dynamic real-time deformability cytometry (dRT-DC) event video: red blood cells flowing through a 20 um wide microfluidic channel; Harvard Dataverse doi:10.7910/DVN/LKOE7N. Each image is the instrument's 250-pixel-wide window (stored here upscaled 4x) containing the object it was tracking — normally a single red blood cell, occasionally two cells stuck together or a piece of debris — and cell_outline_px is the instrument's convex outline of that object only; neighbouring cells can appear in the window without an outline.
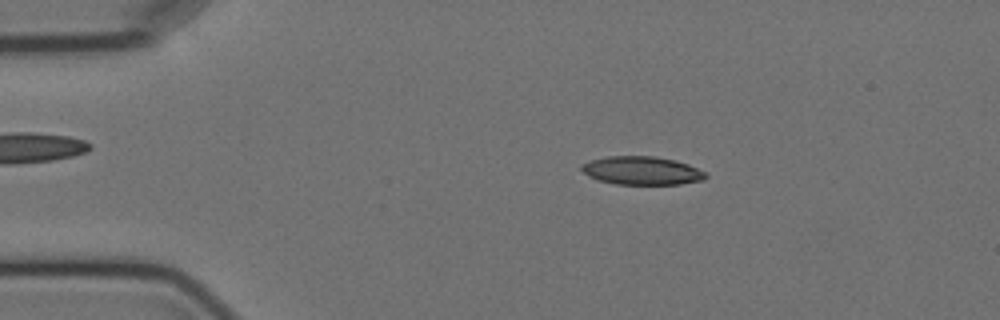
{"species": "Egyptian fruit bat (a non-hibernating species)", "species_latin": "Rousettus aegyptiacus", "temperature_condition": "cold", "stored_images_in_passage": 5, "camera_frame_rate_fps": 3000, "um_per_image_px": 0.085, "animal": {"sex": "female"}, "frame": {"image": 1, "passage_image": 2, "time_ms": 1.333, "image_size_px": [1000, 320], "cell_outline_px": [[708, 176], [704, 180], [680, 184], [616, 184], [596, 180], [584, 172], [580, 168], [584, 164], [592, 160], [608, 156], [656, 156], [688, 164], [704, 172]], "centroid_in_image_um": [54.56, 14.51], "position_along_channel_um": 30.4, "area_um2": 20.29}}
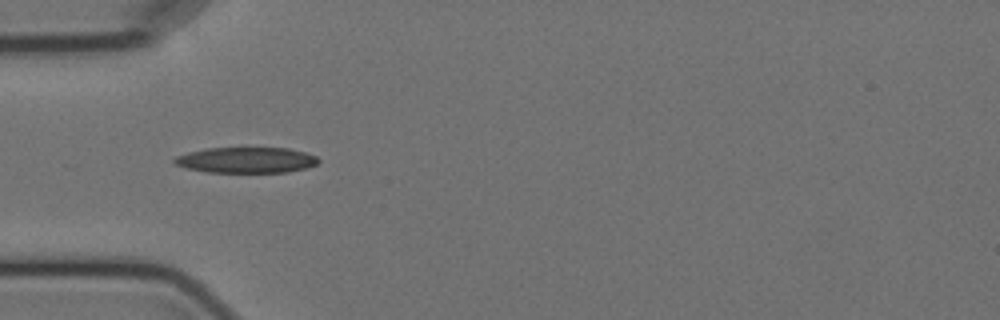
{"frame": {"image": 2, "passage_image": 4, "time_ms": 3.667, "image_size_px": [1000, 320], "cell_outline_px": [[320, 160], [316, 164], [308, 168], [288, 172], [208, 172], [188, 168], [172, 164], [172, 160], [176, 156], [188, 152], [208, 148], [288, 148], [304, 152], [316, 156]], "centroid_in_image_um": [20.93, 13.61], "position_along_channel_um": 64.1, "area_um2": 21.62}}
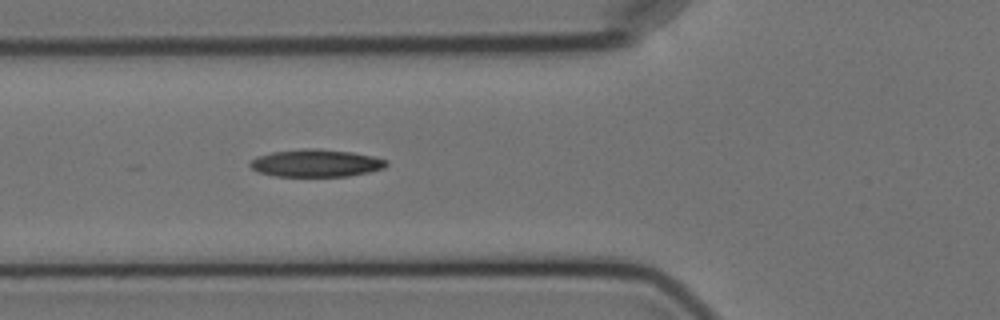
{"frame": {"image": 3, "passage_image": 5, "time_ms": 4.667, "image_size_px": [1000, 320], "cell_outline_px": [[388, 164], [384, 168], [368, 172], [348, 176], [276, 176], [260, 172], [252, 168], [248, 164], [256, 156], [272, 152], [304, 148], [320, 148], [352, 152], [372, 156], [388, 160]], "centroid_in_image_um": [26.87, 13.85], "position_along_channel_um": 98.9, "area_um2": 21.85}}